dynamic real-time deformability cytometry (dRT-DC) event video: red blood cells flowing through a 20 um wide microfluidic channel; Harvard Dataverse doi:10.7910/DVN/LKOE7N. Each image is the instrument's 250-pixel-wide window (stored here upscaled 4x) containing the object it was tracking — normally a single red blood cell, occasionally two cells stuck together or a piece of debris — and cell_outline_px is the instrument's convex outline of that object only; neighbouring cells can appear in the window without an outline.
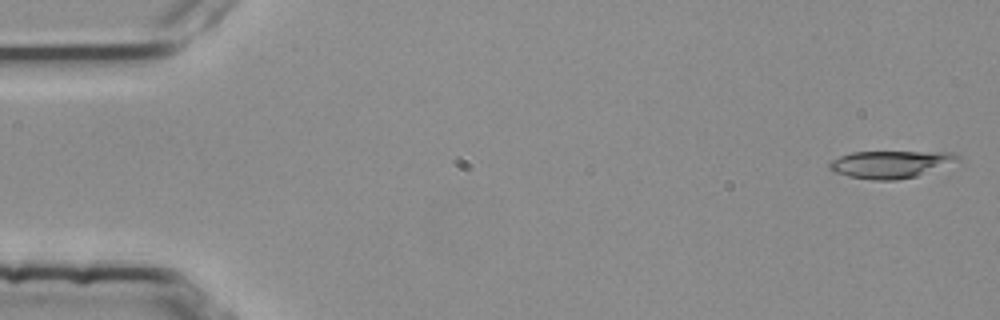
{"species": "common noctule bat (a hibernating species)", "species_latin": "Nyctalus noctula", "temperature_condition": "room temperature", "stored_images_in_passage": 5, "camera_frame_rate_fps": 3000, "um_per_image_px": 0.085, "animal": {"sex": "female", "body_mass_g": 25.1}, "frame": {"image": 1, "passage_image": 1, "time_ms": 0.0, "image_size_px": [1000, 320], "cell_outline_px": [[964, 160], [916, 176], [896, 180], [872, 180], [848, 176], [832, 172], [828, 168], [828, 164], [832, 160], [840, 156], [852, 152], [952, 152]], "centroid_in_image_um": [75.71, 13.96], "position_along_channel_um": 9.3, "area_um2": 20.58}}